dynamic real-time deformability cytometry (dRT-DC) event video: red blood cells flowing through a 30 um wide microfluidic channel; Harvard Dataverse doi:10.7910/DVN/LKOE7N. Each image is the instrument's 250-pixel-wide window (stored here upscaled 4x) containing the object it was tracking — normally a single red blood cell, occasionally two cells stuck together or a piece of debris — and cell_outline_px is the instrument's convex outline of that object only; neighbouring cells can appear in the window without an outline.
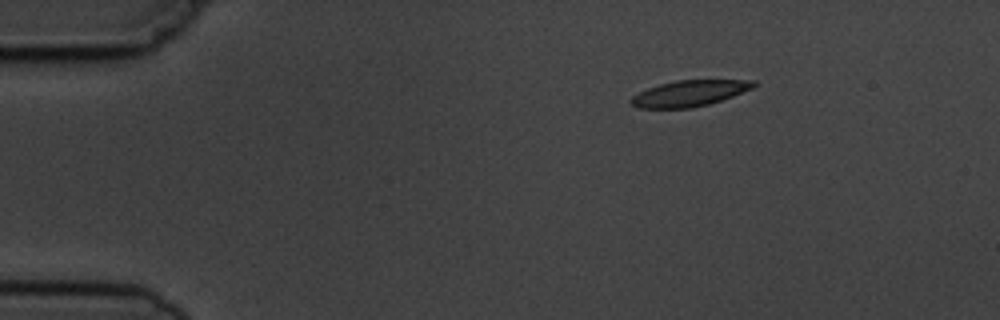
{"species": "common noctule bat (a hibernating species)", "species_latin": "Nyctalus noctula", "temperature_condition": "cold", "stored_images_in_passage": 5, "camera_frame_rate_fps": 3000, "um_per_image_px": 0.085, "animal": {"sex": "male", "body_mass_g": 19.5, "forearm_length_mm": 54.6}, "frame": {"image": 1, "passage_image": 1, "time_ms": 0.0, "image_size_px": [1000, 320], "cell_outline_px": [[760, 84], [752, 88], [732, 96], [708, 104], [692, 108], [636, 108], [628, 100], [632, 96], [648, 88], [660, 84], [676, 80], [756, 80]], "centroid_in_image_um": [58.6, 7.93], "position_along_channel_um": 26.4, "area_um2": 18.55}}
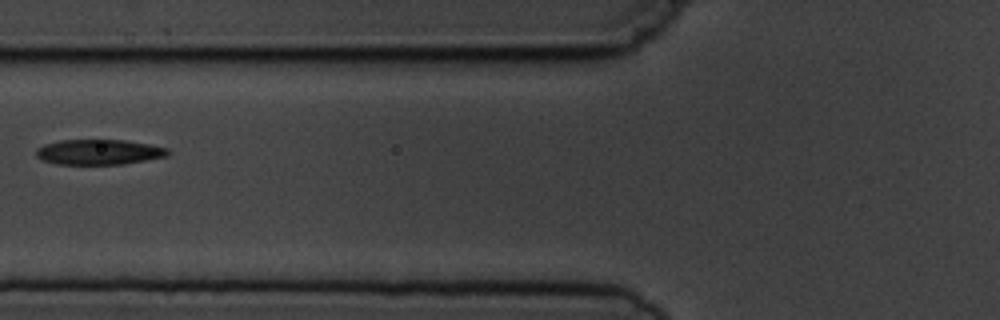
{"frame": {"image": 2, "passage_image": 4, "time_ms": 4.333, "image_size_px": [1000, 320], "cell_outline_px": [[172, 152], [168, 156], [124, 164], [56, 164], [40, 160], [36, 156], [36, 148], [44, 144], [60, 140], [124, 140], [148, 144], [168, 148]], "centroid_in_image_um": [8.4, 12.92], "position_along_channel_um": 117.4, "area_um2": 19.54}}
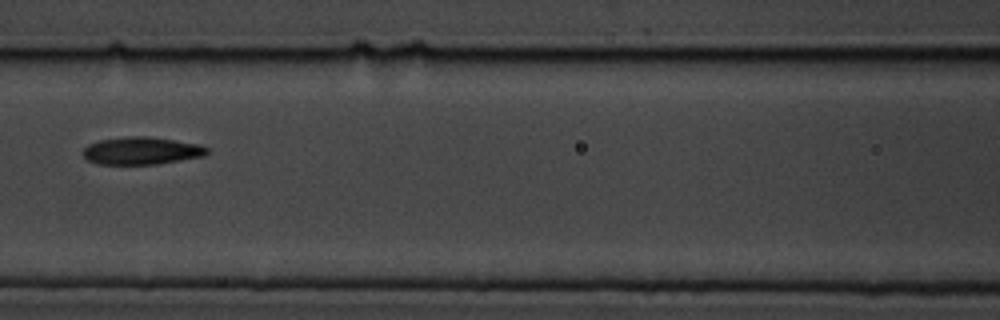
{"frame": {"image": 3, "passage_image": 5, "time_ms": 5.333, "image_size_px": [1000, 320], "cell_outline_px": [[208, 152], [204, 156], [156, 164], [96, 164], [88, 160], [80, 152], [88, 144], [100, 140], [128, 136], [148, 136], [200, 144], [208, 148]], "centroid_in_image_um": [12.0, 12.81], "position_along_channel_um": 154.6, "area_um2": 19.94}}